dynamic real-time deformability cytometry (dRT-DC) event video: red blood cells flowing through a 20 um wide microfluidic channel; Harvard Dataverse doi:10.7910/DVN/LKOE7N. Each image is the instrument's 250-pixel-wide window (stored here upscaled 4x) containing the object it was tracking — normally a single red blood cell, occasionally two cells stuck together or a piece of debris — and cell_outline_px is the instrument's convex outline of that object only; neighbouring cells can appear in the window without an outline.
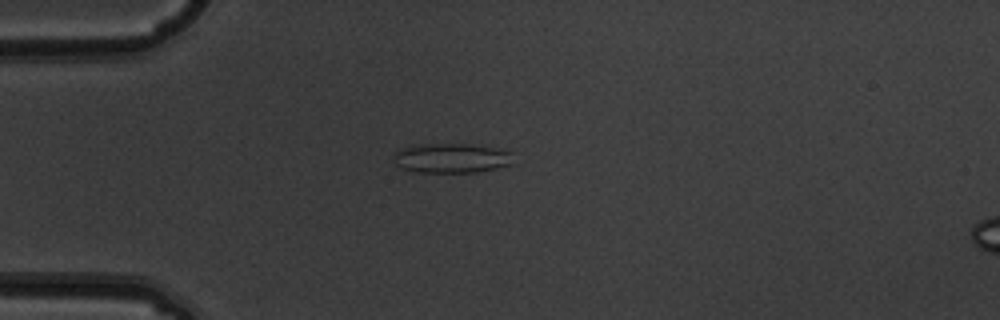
{"species": "common noctule bat (a hibernating species)", "species_latin": "Nyctalus noctula", "temperature_condition": "warm", "stored_images_in_passage": 3, "camera_frame_rate_fps": 3000, "um_per_image_px": 0.085, "animal": {"sex": "male", "body_mass_g": 19.5, "forearm_length_mm": 54.6}, "frame": {"image": 1, "passage_image": 1, "time_ms": 0.0, "image_size_px": [1000, 320], "cell_outline_px": [[512, 164], [496, 168], [476, 172], [412, 172], [400, 168], [396, 164], [396, 152], [400, 148], [408, 144], [472, 144], [508, 148], [512, 152]], "centroid_in_image_um": [38.42, 13.42], "position_along_channel_um": 46.6, "area_um2": 21.15}}
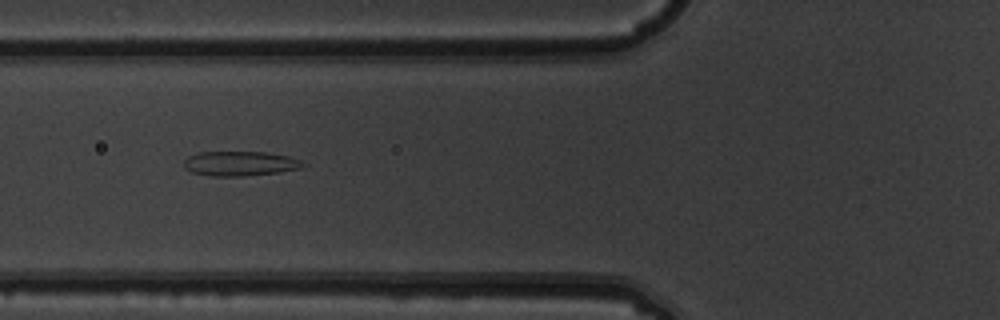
{"frame": {"image": 2, "passage_image": 3, "time_ms": 0.667, "image_size_px": [1000, 320], "cell_outline_px": [[308, 164], [300, 168], [280, 172], [244, 176], [212, 176], [192, 172], [184, 168], [184, 160], [188, 156], [196, 152], [264, 152], [288, 156], [300, 160]], "centroid_in_image_um": [20.39, 13.9], "position_along_channel_um": 105.4, "area_um2": 17.17}}